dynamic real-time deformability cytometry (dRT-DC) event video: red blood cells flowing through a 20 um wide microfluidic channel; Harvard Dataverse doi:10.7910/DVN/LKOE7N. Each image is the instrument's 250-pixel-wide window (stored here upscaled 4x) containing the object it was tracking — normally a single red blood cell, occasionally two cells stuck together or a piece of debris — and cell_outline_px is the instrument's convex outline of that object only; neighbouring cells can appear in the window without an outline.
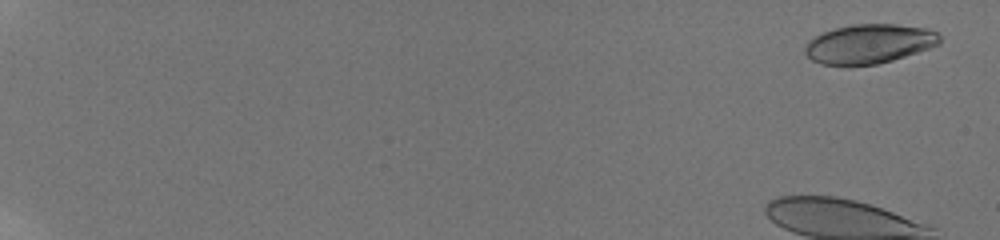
{"species": "human", "species_latin": "Homo sapiens", "temperature_condition": "room temperature", "stored_images_in_passage": 29, "camera_frame_rate_fps": 3000, "um_per_image_px": 0.085, "donor": {"sex": "male"}, "frame": {"image": 1, "passage_image": 1, "time_ms": 0.0, "image_size_px": [1000, 240], "cell_outline_px": [[940, 44], [892, 60], [876, 64], [820, 64], [812, 60], [804, 52], [804, 48], [808, 40], [824, 32], [836, 28], [852, 24], [896, 24], [928, 28], [936, 32], [940, 36]], "centroid_in_image_um": [73.88, 3.71], "position_along_channel_um": 11.1, "area_um2": 30.52}}
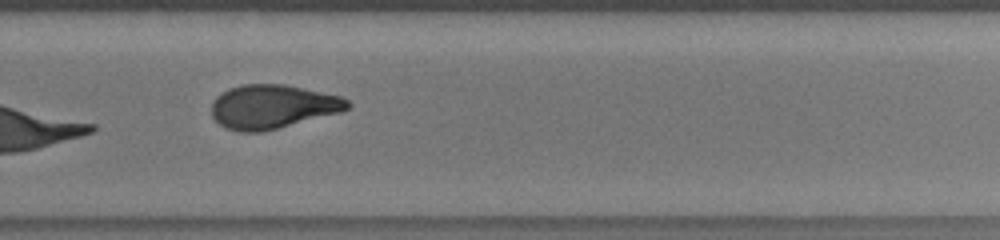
{"frame": {"image": 2, "passage_image": 25, "time_ms": 14.0, "image_size_px": [1000, 240], "cell_outline_px": [[352, 104], [348, 108], [340, 112], [260, 132], [240, 132], [224, 128], [212, 116], [212, 100], [216, 96], [228, 88], [244, 84], [284, 84], [304, 88], [340, 96], [348, 100]], "centroid_in_image_um": [23.13, 9.05], "position_along_channel_um": 306.7, "area_um2": 34.62}}